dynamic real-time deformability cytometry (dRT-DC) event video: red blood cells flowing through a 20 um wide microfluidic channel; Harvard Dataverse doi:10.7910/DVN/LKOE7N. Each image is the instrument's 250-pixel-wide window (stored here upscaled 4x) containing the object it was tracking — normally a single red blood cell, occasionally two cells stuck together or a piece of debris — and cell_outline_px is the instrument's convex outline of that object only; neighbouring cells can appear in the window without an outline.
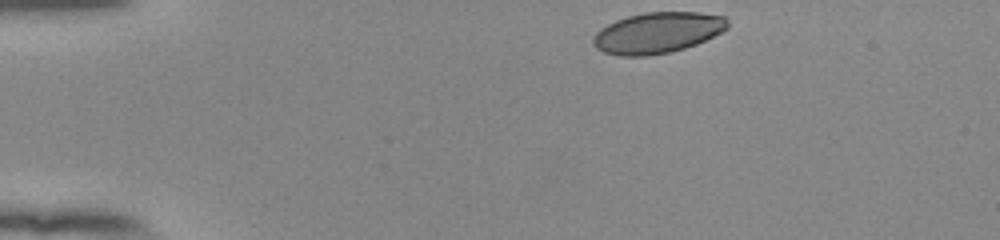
{"species": "human", "species_latin": "Homo sapiens", "temperature_condition": "room temperature", "stored_images_in_passage": 39, "camera_frame_rate_fps": 3000, "um_per_image_px": 0.085, "donor": {"sex": "female"}, "frame": {"image": 1, "passage_image": 1, "time_ms": 0.0, "image_size_px": [1000, 240], "cell_outline_px": [[728, 28], [696, 44], [684, 48], [668, 52], [648, 56], [620, 56], [604, 52], [596, 48], [592, 44], [592, 36], [600, 28], [616, 20], [628, 16], [644, 12], [700, 12], [724, 16], [728, 20]], "centroid_in_image_um": [55.85, 2.78], "position_along_channel_um": 29.1, "area_um2": 32.08}}
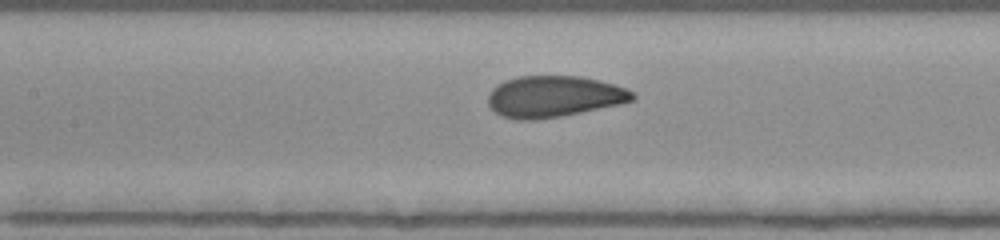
{"frame": {"image": 2, "passage_image": 17, "time_ms": 5.333, "image_size_px": [1000, 240], "cell_outline_px": [[636, 96], [632, 100], [620, 104], [560, 116], [536, 120], [516, 120], [500, 116], [488, 104], [488, 92], [496, 84], [504, 80], [520, 76], [580, 76], [600, 80], [624, 88], [632, 92]], "centroid_in_image_um": [47.02, 8.2], "position_along_channel_um": 160.4, "area_um2": 34.8}}
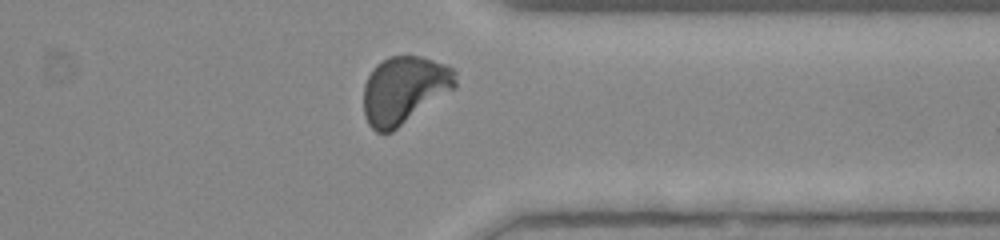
{"frame": {"image": 3, "passage_image": 34, "time_ms": 11.0, "image_size_px": [1000, 240], "cell_outline_px": [[456, 88], [392, 132], [376, 132], [368, 124], [364, 116], [364, 84], [372, 68], [376, 64], [388, 56], [420, 56], [448, 64], [456, 72]], "centroid_in_image_um": [34.36, 7.63], "position_along_channel_um": 377.0, "area_um2": 36.47}, "authors_computed_cell_mechanics": {"area_um2": 34.7956, "velocity_mm_per_s": 3.8778, "shape_relaxation_time_tau1_ms": 3.9988, "shape_relaxation_time_tau2_ms": null, "deformation_change_tau1": 0.1382, "deformation_change_tau2": null}}